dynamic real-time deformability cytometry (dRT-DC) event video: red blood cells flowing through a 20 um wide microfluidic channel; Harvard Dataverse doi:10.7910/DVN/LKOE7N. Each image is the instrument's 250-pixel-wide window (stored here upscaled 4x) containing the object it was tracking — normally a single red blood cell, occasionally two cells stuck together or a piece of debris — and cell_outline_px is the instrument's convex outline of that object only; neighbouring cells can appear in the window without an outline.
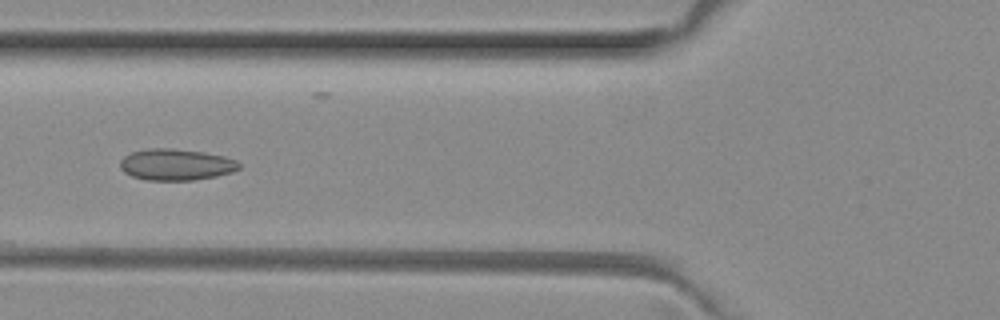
{"species": "common noctule bat (a hibernating species)", "species_latin": "Nyctalus noctula", "temperature_condition": "room temperature", "stored_images_in_passage": 5, "camera_frame_rate_fps": 3000, "um_per_image_px": 0.085, "animal": {"sex": "female", "body_mass_g": 29.2, "forearm_length_mm": 56.3}, "frame": {"image": 1, "passage_image": 5, "time_ms": 1.333, "image_size_px": [1000, 320], "cell_outline_px": [[240, 168], [232, 172], [216, 176], [192, 180], [144, 180], [132, 176], [124, 172], [120, 168], [120, 160], [124, 156], [132, 152], [144, 148], [176, 148], [204, 152], [224, 156], [236, 160], [240, 164]], "centroid_in_image_um": [14.95, 13.98], "position_along_channel_um": 110.9, "area_um2": 21.96}}